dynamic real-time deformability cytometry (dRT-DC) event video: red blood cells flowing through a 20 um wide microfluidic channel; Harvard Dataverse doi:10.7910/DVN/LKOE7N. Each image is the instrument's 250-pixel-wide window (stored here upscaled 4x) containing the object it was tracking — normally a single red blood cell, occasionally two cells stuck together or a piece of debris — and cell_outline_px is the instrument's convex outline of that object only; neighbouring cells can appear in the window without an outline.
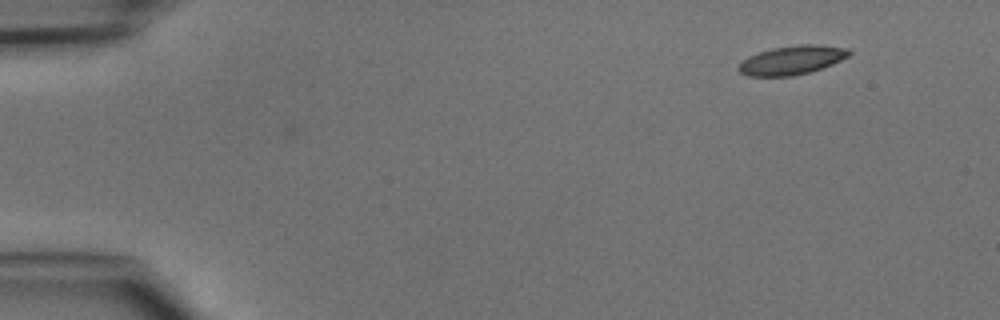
{"species": "common noctule bat (a hibernating species)", "species_latin": "Nyctalus noctula", "temperature_condition": "cold", "stored_images_in_passage": 3, "camera_frame_rate_fps": 3000, "um_per_image_px": 0.085, "animal": {"sex": "male", "body_mass_g": 15.6}, "frame": {"image": 1, "passage_image": 3, "time_ms": 0.667, "image_size_px": [1000, 320], "cell_outline_px": [[852, 52], [848, 56], [832, 64], [808, 72], [792, 76], [748, 76], [740, 72], [736, 68], [748, 56], [772, 48], [796, 44], [816, 44], [848, 48]], "centroid_in_image_um": [67.31, 5.1], "position_along_channel_um": 17.7, "area_um2": 18.5}}